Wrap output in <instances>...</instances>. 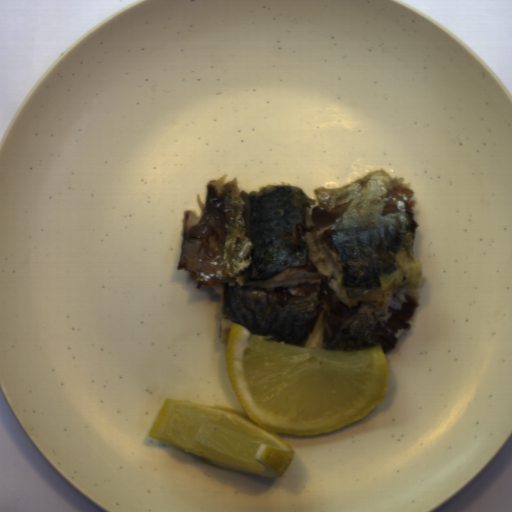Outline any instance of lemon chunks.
I'll use <instances>...</instances> for the list:
<instances>
[{
  "mask_svg": "<svg viewBox=\"0 0 512 512\" xmlns=\"http://www.w3.org/2000/svg\"><path fill=\"white\" fill-rule=\"evenodd\" d=\"M226 375L244 411L165 399L148 436L212 465L282 477L291 436L331 433L372 412L386 397L390 369L382 345L323 349L270 341L239 323L224 344Z\"/></svg>",
  "mask_w": 512,
  "mask_h": 512,
  "instance_id": "lemon-chunks-1",
  "label": "lemon chunks"
}]
</instances>
